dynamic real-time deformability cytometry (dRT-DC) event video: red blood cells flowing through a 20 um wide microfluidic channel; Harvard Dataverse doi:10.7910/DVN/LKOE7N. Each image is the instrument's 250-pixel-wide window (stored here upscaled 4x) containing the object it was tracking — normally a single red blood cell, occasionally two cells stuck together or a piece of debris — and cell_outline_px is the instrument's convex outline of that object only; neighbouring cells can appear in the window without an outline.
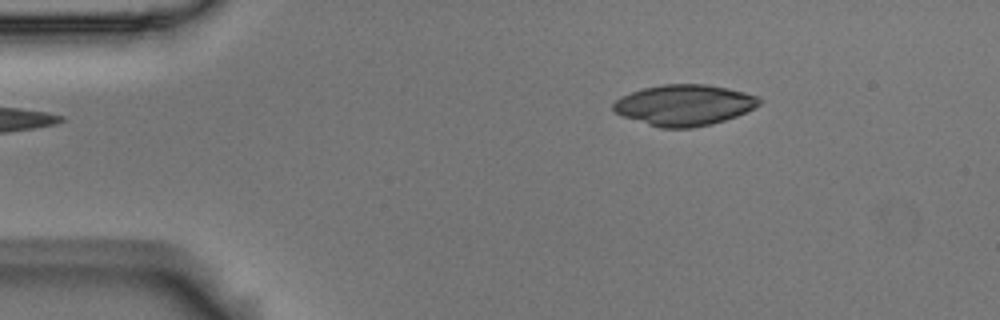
{"species": "Egyptian fruit bat (a non-hibernating species)", "species_latin": "Rousettus aegyptiacus", "temperature_condition": "room temperature", "stored_images_in_passage": 3, "camera_frame_rate_fps": 3000, "um_per_image_px": 0.085, "animal": {"sex": "male"}, "frame": {"image": 1, "passage_image": 1, "time_ms": 0.0, "image_size_px": [1000, 320], "cell_outline_px": [[764, 100], [760, 104], [736, 116], [712, 124], [692, 128], [660, 128], [612, 112], [612, 104], [620, 96], [644, 88], [660, 84], [708, 84], [728, 88], [760, 96]], "centroid_in_image_um": [58.16, 8.92], "position_along_channel_um": 26.8, "area_um2": 34.91}}